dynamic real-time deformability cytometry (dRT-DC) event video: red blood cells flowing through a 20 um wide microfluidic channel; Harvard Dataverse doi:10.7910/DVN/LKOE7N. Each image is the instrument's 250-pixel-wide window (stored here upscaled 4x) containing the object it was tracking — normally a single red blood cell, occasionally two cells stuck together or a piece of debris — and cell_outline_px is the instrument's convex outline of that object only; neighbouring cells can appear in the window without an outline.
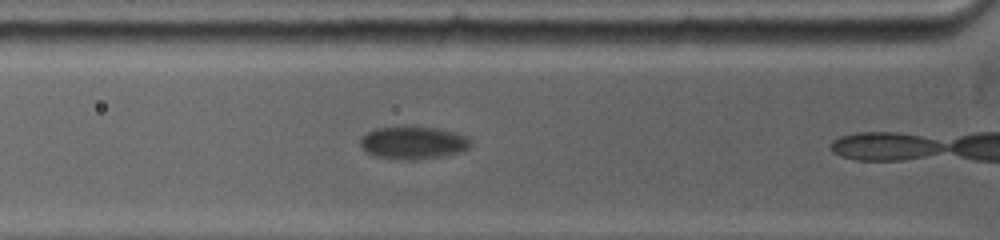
{"species": "common noctule bat (a hibernating species)", "species_latin": "Nyctalus noctula", "temperature_condition": "warm", "stored_images_in_passage": 6, "camera_frame_rate_fps": 5000, "um_per_image_px": 0.085, "animal": {"sex": "female", "body_mass_g": 19.0, "forearm_length_mm": 53.3}, "frame": {"image": 1, "passage_image": 5, "time_ms": 3.0, "image_size_px": [1000, 240], "cell_outline_px": [[472, 144], [468, 148], [460, 152], [440, 156], [416, 160], [388, 160], [364, 152], [360, 144], [360, 140], [368, 132], [376, 128], [432, 128], [452, 132], [464, 136]], "centroid_in_image_um": [35.05, 12.18], "position_along_channel_um": 90.7, "area_um2": 20.58}}